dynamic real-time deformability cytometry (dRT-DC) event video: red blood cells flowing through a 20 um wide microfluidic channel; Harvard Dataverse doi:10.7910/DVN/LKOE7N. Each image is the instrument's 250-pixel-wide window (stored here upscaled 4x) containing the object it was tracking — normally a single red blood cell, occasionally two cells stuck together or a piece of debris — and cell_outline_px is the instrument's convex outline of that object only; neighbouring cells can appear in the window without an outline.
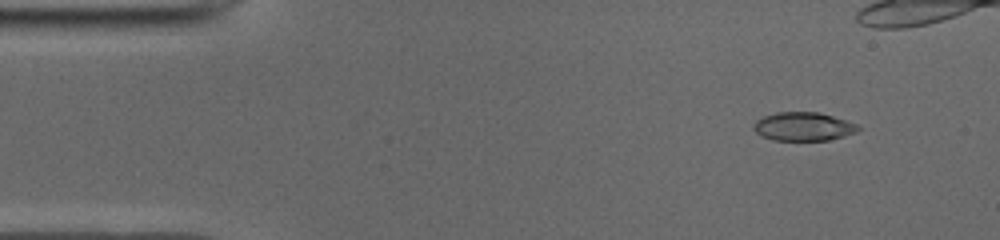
{"species": "common noctule bat (a hibernating species)", "species_latin": "Nyctalus noctula", "temperature_condition": "cold", "stored_images_in_passage": 38, "camera_frame_rate_fps": 3000, "um_per_image_px": 0.085, "animal": {"sex": "male", "body_mass_g": 19.0, "forearm_length_mm": 50.8}, "frame": {"image": 1, "passage_image": 2, "time_ms": 0.333, "image_size_px": [1000, 240], "cell_outline_px": [[860, 128], [856, 132], [844, 136], [828, 140], [772, 140], [760, 136], [752, 128], [752, 124], [756, 120], [764, 116], [776, 112], [820, 112], [856, 124]], "centroid_in_image_um": [68.23, 10.75], "position_along_channel_um": 16.8, "area_um2": 17.4}}
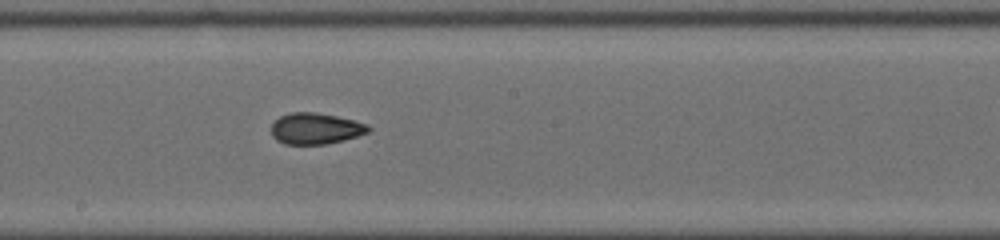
{"frame": {"image": 2, "passage_image": 24, "time_ms": 7.667, "image_size_px": [1000, 240], "cell_outline_px": [[372, 128], [368, 132], [344, 140], [324, 144], [284, 144], [276, 140], [272, 136], [272, 124], [280, 116], [288, 112], [316, 112], [336, 116], [368, 124]], "centroid_in_image_um": [26.81, 10.92], "position_along_channel_um": 221.4, "area_um2": 17.63}}
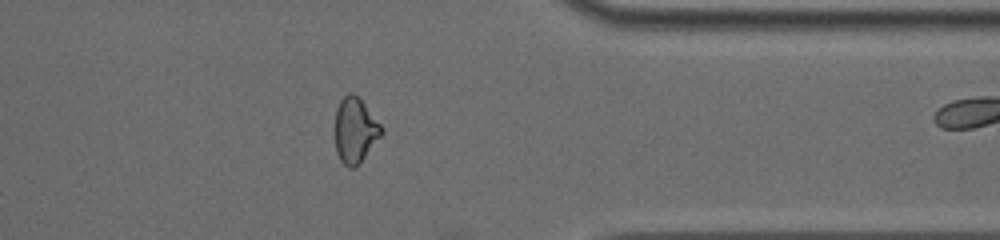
{"frame": {"image": 3, "passage_image": 37, "time_ms": 12.0, "image_size_px": [1000, 240], "cell_outline_px": [[384, 132], [364, 156], [352, 168], [348, 168], [340, 160], [336, 152], [332, 128], [336, 108], [340, 100], [348, 92], [352, 92], [364, 104], [384, 128]], "centroid_in_image_um": [30.12, 11.05], "position_along_channel_um": 381.3, "area_um2": 17.86}}